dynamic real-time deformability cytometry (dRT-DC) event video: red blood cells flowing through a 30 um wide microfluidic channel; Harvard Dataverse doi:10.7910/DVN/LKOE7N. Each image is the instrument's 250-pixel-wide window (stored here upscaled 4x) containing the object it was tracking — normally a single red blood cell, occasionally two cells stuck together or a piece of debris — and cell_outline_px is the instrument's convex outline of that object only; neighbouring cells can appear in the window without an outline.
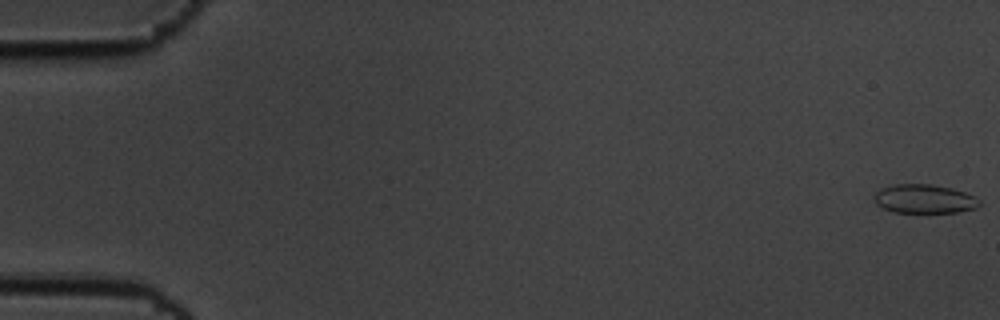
{"species": "common noctule bat (a hibernating species)", "species_latin": "Nyctalus noctula", "temperature_condition": "cold", "stored_images_in_passage": 52, "camera_frame_rate_fps": 3000, "um_per_image_px": 0.085, "animal": {"sex": "male", "body_mass_g": 19.5, "forearm_length_mm": 54.6}, "frame": {"image": 1, "passage_image": 1, "time_ms": 0.0, "image_size_px": [1000, 320], "cell_outline_px": [[980, 204], [976, 208], [956, 212], [892, 212], [876, 204], [872, 196], [880, 188], [896, 184], [932, 184], [952, 188], [976, 196], [980, 200]], "centroid_in_image_um": [78.56, 16.9], "position_along_channel_um": 6.4, "area_um2": 17.8}}
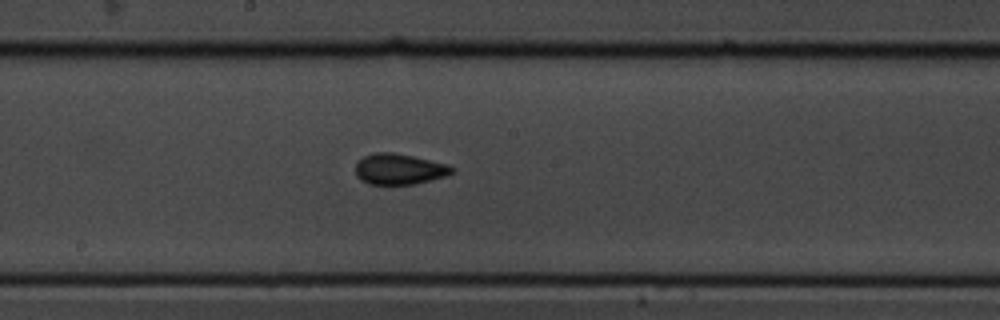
{"frame": {"image": 2, "passage_image": 32, "time_ms": 10.333, "image_size_px": [1000, 320], "cell_outline_px": [[456, 168], [448, 176], [412, 184], [368, 184], [360, 180], [356, 176], [356, 164], [364, 156], [376, 152], [392, 152], [412, 156], [448, 164]], "centroid_in_image_um": [33.94, 14.37], "position_along_channel_um": 214.3, "area_um2": 17.28}}
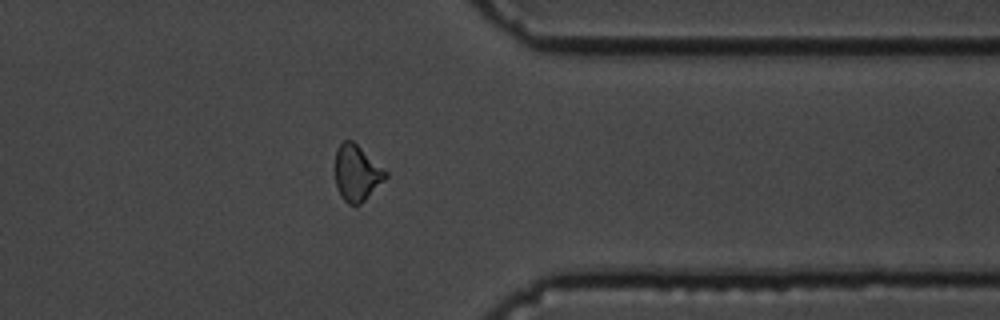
{"frame": {"image": 3, "passage_image": 47, "time_ms": 15.333, "image_size_px": [1000, 320], "cell_outline_px": [[388, 176], [360, 204], [348, 204], [340, 196], [336, 188], [336, 148], [344, 140], [352, 140], [388, 172]], "centroid_in_image_um": [30.31, 14.7], "position_along_channel_um": 381.1, "area_um2": 16.24}}